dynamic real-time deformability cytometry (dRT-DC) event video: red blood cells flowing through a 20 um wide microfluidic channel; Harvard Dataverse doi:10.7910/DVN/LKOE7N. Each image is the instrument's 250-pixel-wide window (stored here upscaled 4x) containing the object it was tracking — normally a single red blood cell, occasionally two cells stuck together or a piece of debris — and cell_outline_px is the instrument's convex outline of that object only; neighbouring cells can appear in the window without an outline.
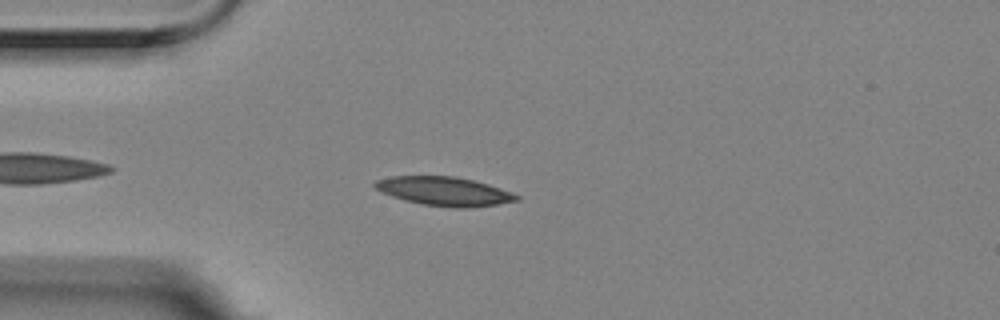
{"species": "Egyptian fruit bat (a non-hibernating species)", "species_latin": "Rousettus aegyptiacus", "temperature_condition": "room temperature", "stored_images_in_passage": 4, "camera_frame_rate_fps": 3000, "um_per_image_px": 0.085, "animal": {"sex": "female"}, "frame": {"image": 1, "passage_image": 4, "time_ms": 1.0, "image_size_px": [1000, 320], "cell_outline_px": [[520, 200], [496, 204], [468, 208], [452, 208], [424, 204], [404, 200], [392, 196], [376, 188], [372, 184], [376, 180], [392, 176], [452, 176], [472, 180], [488, 184], [512, 192], [520, 196]], "centroid_in_image_um": [37.78, 16.26], "position_along_channel_um": 47.2, "area_um2": 23.64}}